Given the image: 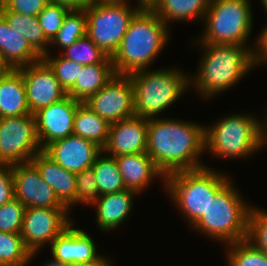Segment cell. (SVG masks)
Listing matches in <instances>:
<instances>
[{"mask_svg":"<svg viewBox=\"0 0 267 266\" xmlns=\"http://www.w3.org/2000/svg\"><path fill=\"white\" fill-rule=\"evenodd\" d=\"M204 128L182 120L148 119L146 153L164 175L203 168L197 157L205 150Z\"/></svg>","mask_w":267,"mask_h":266,"instance_id":"1","label":"cell"},{"mask_svg":"<svg viewBox=\"0 0 267 266\" xmlns=\"http://www.w3.org/2000/svg\"><path fill=\"white\" fill-rule=\"evenodd\" d=\"M167 28L153 10H138L111 57L115 73L130 75L146 70L165 47L169 37Z\"/></svg>","mask_w":267,"mask_h":266,"instance_id":"2","label":"cell"},{"mask_svg":"<svg viewBox=\"0 0 267 266\" xmlns=\"http://www.w3.org/2000/svg\"><path fill=\"white\" fill-rule=\"evenodd\" d=\"M201 44L206 51L194 82L191 78L190 82L204 98L224 92L257 64V50L244 45Z\"/></svg>","mask_w":267,"mask_h":266,"instance_id":"3","label":"cell"},{"mask_svg":"<svg viewBox=\"0 0 267 266\" xmlns=\"http://www.w3.org/2000/svg\"><path fill=\"white\" fill-rule=\"evenodd\" d=\"M244 203L229 180L210 200L206 212L192 226L227 244L246 240L251 207Z\"/></svg>","mask_w":267,"mask_h":266,"instance_id":"4","label":"cell"},{"mask_svg":"<svg viewBox=\"0 0 267 266\" xmlns=\"http://www.w3.org/2000/svg\"><path fill=\"white\" fill-rule=\"evenodd\" d=\"M178 69H158L155 71H137L130 75L133 86L135 115L144 119H153L159 112L173 104L185 89L190 78Z\"/></svg>","mask_w":267,"mask_h":266,"instance_id":"5","label":"cell"},{"mask_svg":"<svg viewBox=\"0 0 267 266\" xmlns=\"http://www.w3.org/2000/svg\"><path fill=\"white\" fill-rule=\"evenodd\" d=\"M164 179L168 193L192 225L206 212L210 200L229 181L227 176L206 166L168 173Z\"/></svg>","mask_w":267,"mask_h":266,"instance_id":"6","label":"cell"},{"mask_svg":"<svg viewBox=\"0 0 267 266\" xmlns=\"http://www.w3.org/2000/svg\"><path fill=\"white\" fill-rule=\"evenodd\" d=\"M251 115H230L211 128H204L205 149L216 157H244L262 144L263 123Z\"/></svg>","mask_w":267,"mask_h":266,"instance_id":"7","label":"cell"},{"mask_svg":"<svg viewBox=\"0 0 267 266\" xmlns=\"http://www.w3.org/2000/svg\"><path fill=\"white\" fill-rule=\"evenodd\" d=\"M205 31L198 43L244 45L252 32L249 0H211L204 16Z\"/></svg>","mask_w":267,"mask_h":266,"instance_id":"8","label":"cell"},{"mask_svg":"<svg viewBox=\"0 0 267 266\" xmlns=\"http://www.w3.org/2000/svg\"><path fill=\"white\" fill-rule=\"evenodd\" d=\"M125 4L92 3L85 9L87 36L109 57L118 50L134 14L139 10Z\"/></svg>","mask_w":267,"mask_h":266,"instance_id":"9","label":"cell"},{"mask_svg":"<svg viewBox=\"0 0 267 266\" xmlns=\"http://www.w3.org/2000/svg\"><path fill=\"white\" fill-rule=\"evenodd\" d=\"M42 151L34 114L0 118V163L20 164Z\"/></svg>","mask_w":267,"mask_h":266,"instance_id":"10","label":"cell"},{"mask_svg":"<svg viewBox=\"0 0 267 266\" xmlns=\"http://www.w3.org/2000/svg\"><path fill=\"white\" fill-rule=\"evenodd\" d=\"M67 212V208L25 209L20 234L33 256L42 245L52 243L72 223Z\"/></svg>","mask_w":267,"mask_h":266,"instance_id":"11","label":"cell"},{"mask_svg":"<svg viewBox=\"0 0 267 266\" xmlns=\"http://www.w3.org/2000/svg\"><path fill=\"white\" fill-rule=\"evenodd\" d=\"M85 104L110 124L134 116L133 86L130 77L116 74Z\"/></svg>","mask_w":267,"mask_h":266,"instance_id":"12","label":"cell"},{"mask_svg":"<svg viewBox=\"0 0 267 266\" xmlns=\"http://www.w3.org/2000/svg\"><path fill=\"white\" fill-rule=\"evenodd\" d=\"M18 70L23 76L27 104L31 114L67 96V92L55 77L54 71L43 59Z\"/></svg>","mask_w":267,"mask_h":266,"instance_id":"13","label":"cell"},{"mask_svg":"<svg viewBox=\"0 0 267 266\" xmlns=\"http://www.w3.org/2000/svg\"><path fill=\"white\" fill-rule=\"evenodd\" d=\"M14 198L25 208H66L32 162L13 164Z\"/></svg>","mask_w":267,"mask_h":266,"instance_id":"14","label":"cell"},{"mask_svg":"<svg viewBox=\"0 0 267 266\" xmlns=\"http://www.w3.org/2000/svg\"><path fill=\"white\" fill-rule=\"evenodd\" d=\"M80 103L67 95L62 100L34 113L42 150L57 140L73 135L75 113Z\"/></svg>","mask_w":267,"mask_h":266,"instance_id":"15","label":"cell"},{"mask_svg":"<svg viewBox=\"0 0 267 266\" xmlns=\"http://www.w3.org/2000/svg\"><path fill=\"white\" fill-rule=\"evenodd\" d=\"M43 151L64 169L79 173L91 168L103 149L90 140L71 135L49 144Z\"/></svg>","mask_w":267,"mask_h":266,"instance_id":"16","label":"cell"},{"mask_svg":"<svg viewBox=\"0 0 267 266\" xmlns=\"http://www.w3.org/2000/svg\"><path fill=\"white\" fill-rule=\"evenodd\" d=\"M148 119L136 115L110 124L109 137L103 152L111 156L145 153Z\"/></svg>","mask_w":267,"mask_h":266,"instance_id":"17","label":"cell"},{"mask_svg":"<svg viewBox=\"0 0 267 266\" xmlns=\"http://www.w3.org/2000/svg\"><path fill=\"white\" fill-rule=\"evenodd\" d=\"M72 224L51 243L53 259L68 264L97 262L102 256L97 254L93 239L85 231L74 229Z\"/></svg>","mask_w":267,"mask_h":266,"instance_id":"18","label":"cell"},{"mask_svg":"<svg viewBox=\"0 0 267 266\" xmlns=\"http://www.w3.org/2000/svg\"><path fill=\"white\" fill-rule=\"evenodd\" d=\"M31 162L39 170L43 180L53 189L58 200L69 210L76 202L75 173L57 164L43 150Z\"/></svg>","mask_w":267,"mask_h":266,"instance_id":"19","label":"cell"},{"mask_svg":"<svg viewBox=\"0 0 267 266\" xmlns=\"http://www.w3.org/2000/svg\"><path fill=\"white\" fill-rule=\"evenodd\" d=\"M0 57L9 69H19L42 59L30 46L26 38L17 30L12 29L1 14Z\"/></svg>","mask_w":267,"mask_h":266,"instance_id":"20","label":"cell"},{"mask_svg":"<svg viewBox=\"0 0 267 266\" xmlns=\"http://www.w3.org/2000/svg\"><path fill=\"white\" fill-rule=\"evenodd\" d=\"M115 160L125 188L137 193L147 187L152 178L165 176L146 152L116 156Z\"/></svg>","mask_w":267,"mask_h":266,"instance_id":"21","label":"cell"},{"mask_svg":"<svg viewBox=\"0 0 267 266\" xmlns=\"http://www.w3.org/2000/svg\"><path fill=\"white\" fill-rule=\"evenodd\" d=\"M31 114L22 73L8 69L0 76V118Z\"/></svg>","mask_w":267,"mask_h":266,"instance_id":"22","label":"cell"},{"mask_svg":"<svg viewBox=\"0 0 267 266\" xmlns=\"http://www.w3.org/2000/svg\"><path fill=\"white\" fill-rule=\"evenodd\" d=\"M135 191L125 189L100 196L93 204L97 207V224L102 230H112L127 219L131 212Z\"/></svg>","mask_w":267,"mask_h":266,"instance_id":"23","label":"cell"},{"mask_svg":"<svg viewBox=\"0 0 267 266\" xmlns=\"http://www.w3.org/2000/svg\"><path fill=\"white\" fill-rule=\"evenodd\" d=\"M115 75L113 64L83 65L76 83L67 91V95L85 103Z\"/></svg>","mask_w":267,"mask_h":266,"instance_id":"24","label":"cell"},{"mask_svg":"<svg viewBox=\"0 0 267 266\" xmlns=\"http://www.w3.org/2000/svg\"><path fill=\"white\" fill-rule=\"evenodd\" d=\"M110 123L101 118L85 103L78 105L75 113L73 135L96 143L102 149L109 137Z\"/></svg>","mask_w":267,"mask_h":266,"instance_id":"25","label":"cell"},{"mask_svg":"<svg viewBox=\"0 0 267 266\" xmlns=\"http://www.w3.org/2000/svg\"><path fill=\"white\" fill-rule=\"evenodd\" d=\"M0 14L7 20L12 29L22 34L30 46L41 56L49 53L47 51L50 42L46 39L37 17L11 12L3 7Z\"/></svg>","mask_w":267,"mask_h":266,"instance_id":"26","label":"cell"},{"mask_svg":"<svg viewBox=\"0 0 267 266\" xmlns=\"http://www.w3.org/2000/svg\"><path fill=\"white\" fill-rule=\"evenodd\" d=\"M211 0H162L153 10L167 25L170 20L204 18Z\"/></svg>","mask_w":267,"mask_h":266,"instance_id":"27","label":"cell"},{"mask_svg":"<svg viewBox=\"0 0 267 266\" xmlns=\"http://www.w3.org/2000/svg\"><path fill=\"white\" fill-rule=\"evenodd\" d=\"M100 196L125 190V185L115 157L97 156L92 165Z\"/></svg>","mask_w":267,"mask_h":266,"instance_id":"28","label":"cell"},{"mask_svg":"<svg viewBox=\"0 0 267 266\" xmlns=\"http://www.w3.org/2000/svg\"><path fill=\"white\" fill-rule=\"evenodd\" d=\"M32 257L21 234L0 231V266H24Z\"/></svg>","mask_w":267,"mask_h":266,"instance_id":"29","label":"cell"},{"mask_svg":"<svg viewBox=\"0 0 267 266\" xmlns=\"http://www.w3.org/2000/svg\"><path fill=\"white\" fill-rule=\"evenodd\" d=\"M64 50L63 58L73 60L82 65L113 64L111 57L99 48L87 35L81 37Z\"/></svg>","mask_w":267,"mask_h":266,"instance_id":"30","label":"cell"},{"mask_svg":"<svg viewBox=\"0 0 267 266\" xmlns=\"http://www.w3.org/2000/svg\"><path fill=\"white\" fill-rule=\"evenodd\" d=\"M86 35L87 16L85 10L69 11L63 20L61 28L50 44H58L64 50Z\"/></svg>","mask_w":267,"mask_h":266,"instance_id":"31","label":"cell"},{"mask_svg":"<svg viewBox=\"0 0 267 266\" xmlns=\"http://www.w3.org/2000/svg\"><path fill=\"white\" fill-rule=\"evenodd\" d=\"M228 245V266H267V254L247 239Z\"/></svg>","mask_w":267,"mask_h":266,"instance_id":"32","label":"cell"},{"mask_svg":"<svg viewBox=\"0 0 267 266\" xmlns=\"http://www.w3.org/2000/svg\"><path fill=\"white\" fill-rule=\"evenodd\" d=\"M48 53L45 54L42 59L50 66L54 71L55 77L60 82V85L67 92L77 81L80 71H82L83 65L76 63L73 60H67L62 56L48 57Z\"/></svg>","mask_w":267,"mask_h":266,"instance_id":"33","label":"cell"},{"mask_svg":"<svg viewBox=\"0 0 267 266\" xmlns=\"http://www.w3.org/2000/svg\"><path fill=\"white\" fill-rule=\"evenodd\" d=\"M69 12L65 7L49 2L37 16L46 39L51 42L62 26L66 14Z\"/></svg>","mask_w":267,"mask_h":266,"instance_id":"34","label":"cell"},{"mask_svg":"<svg viewBox=\"0 0 267 266\" xmlns=\"http://www.w3.org/2000/svg\"><path fill=\"white\" fill-rule=\"evenodd\" d=\"M25 209L16 198L0 206V231L20 234Z\"/></svg>","mask_w":267,"mask_h":266,"instance_id":"35","label":"cell"},{"mask_svg":"<svg viewBox=\"0 0 267 266\" xmlns=\"http://www.w3.org/2000/svg\"><path fill=\"white\" fill-rule=\"evenodd\" d=\"M248 241L267 254V212L252 208L249 214Z\"/></svg>","mask_w":267,"mask_h":266,"instance_id":"36","label":"cell"},{"mask_svg":"<svg viewBox=\"0 0 267 266\" xmlns=\"http://www.w3.org/2000/svg\"><path fill=\"white\" fill-rule=\"evenodd\" d=\"M76 177V202L94 204L99 198L98 183L96 181L93 168L85 169L75 173Z\"/></svg>","mask_w":267,"mask_h":266,"instance_id":"37","label":"cell"},{"mask_svg":"<svg viewBox=\"0 0 267 266\" xmlns=\"http://www.w3.org/2000/svg\"><path fill=\"white\" fill-rule=\"evenodd\" d=\"M48 3V0H7L4 7L11 12L37 17Z\"/></svg>","mask_w":267,"mask_h":266,"instance_id":"38","label":"cell"},{"mask_svg":"<svg viewBox=\"0 0 267 266\" xmlns=\"http://www.w3.org/2000/svg\"><path fill=\"white\" fill-rule=\"evenodd\" d=\"M14 199L13 165L0 163V206Z\"/></svg>","mask_w":267,"mask_h":266,"instance_id":"39","label":"cell"},{"mask_svg":"<svg viewBox=\"0 0 267 266\" xmlns=\"http://www.w3.org/2000/svg\"><path fill=\"white\" fill-rule=\"evenodd\" d=\"M51 3L59 4L69 11L85 10L92 4L91 0H48Z\"/></svg>","mask_w":267,"mask_h":266,"instance_id":"40","label":"cell"},{"mask_svg":"<svg viewBox=\"0 0 267 266\" xmlns=\"http://www.w3.org/2000/svg\"><path fill=\"white\" fill-rule=\"evenodd\" d=\"M257 64L262 62H267V26L263 29L262 34L257 40Z\"/></svg>","mask_w":267,"mask_h":266,"instance_id":"41","label":"cell"},{"mask_svg":"<svg viewBox=\"0 0 267 266\" xmlns=\"http://www.w3.org/2000/svg\"><path fill=\"white\" fill-rule=\"evenodd\" d=\"M139 10H154L162 0H138Z\"/></svg>","mask_w":267,"mask_h":266,"instance_id":"42","label":"cell"},{"mask_svg":"<svg viewBox=\"0 0 267 266\" xmlns=\"http://www.w3.org/2000/svg\"><path fill=\"white\" fill-rule=\"evenodd\" d=\"M109 259H106V257H101L97 262L92 263H78V264H72V266H111V263L109 262Z\"/></svg>","mask_w":267,"mask_h":266,"instance_id":"43","label":"cell"},{"mask_svg":"<svg viewBox=\"0 0 267 266\" xmlns=\"http://www.w3.org/2000/svg\"><path fill=\"white\" fill-rule=\"evenodd\" d=\"M127 0H91L94 4H100V5H110V4H125Z\"/></svg>","mask_w":267,"mask_h":266,"instance_id":"44","label":"cell"},{"mask_svg":"<svg viewBox=\"0 0 267 266\" xmlns=\"http://www.w3.org/2000/svg\"><path fill=\"white\" fill-rule=\"evenodd\" d=\"M44 266H72V264L57 262L52 259L51 262L45 264Z\"/></svg>","mask_w":267,"mask_h":266,"instance_id":"45","label":"cell"},{"mask_svg":"<svg viewBox=\"0 0 267 266\" xmlns=\"http://www.w3.org/2000/svg\"><path fill=\"white\" fill-rule=\"evenodd\" d=\"M9 68L2 62L0 57V76H2Z\"/></svg>","mask_w":267,"mask_h":266,"instance_id":"46","label":"cell"},{"mask_svg":"<svg viewBox=\"0 0 267 266\" xmlns=\"http://www.w3.org/2000/svg\"><path fill=\"white\" fill-rule=\"evenodd\" d=\"M267 121V120H266ZM262 134H267V122L263 123Z\"/></svg>","mask_w":267,"mask_h":266,"instance_id":"47","label":"cell"},{"mask_svg":"<svg viewBox=\"0 0 267 266\" xmlns=\"http://www.w3.org/2000/svg\"><path fill=\"white\" fill-rule=\"evenodd\" d=\"M7 0H0V10L5 6Z\"/></svg>","mask_w":267,"mask_h":266,"instance_id":"48","label":"cell"},{"mask_svg":"<svg viewBox=\"0 0 267 266\" xmlns=\"http://www.w3.org/2000/svg\"><path fill=\"white\" fill-rule=\"evenodd\" d=\"M267 134H262V144L266 143Z\"/></svg>","mask_w":267,"mask_h":266,"instance_id":"49","label":"cell"},{"mask_svg":"<svg viewBox=\"0 0 267 266\" xmlns=\"http://www.w3.org/2000/svg\"><path fill=\"white\" fill-rule=\"evenodd\" d=\"M265 10L267 11V0H261Z\"/></svg>","mask_w":267,"mask_h":266,"instance_id":"50","label":"cell"}]
</instances>
